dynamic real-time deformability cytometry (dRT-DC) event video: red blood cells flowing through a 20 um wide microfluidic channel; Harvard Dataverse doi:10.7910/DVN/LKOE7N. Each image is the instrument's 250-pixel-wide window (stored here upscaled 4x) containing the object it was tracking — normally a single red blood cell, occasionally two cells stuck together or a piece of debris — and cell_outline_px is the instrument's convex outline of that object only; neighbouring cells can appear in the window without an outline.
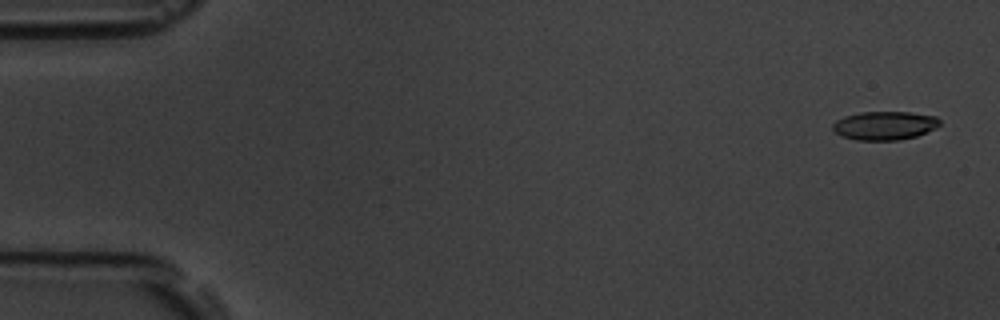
{"species": "common noctule bat (a hibernating species)", "species_latin": "Nyctalus noctula", "temperature_condition": "room temperature", "stored_images_in_passage": 6, "camera_frame_rate_fps": 3000, "um_per_image_px": 0.085, "animal": {"sex": "male", "body_mass_g": 19.5, "forearm_length_mm": 54.6}, "frame": {"image": 1, "passage_image": 1, "time_ms": 0.0, "image_size_px": [1000, 320], "cell_outline_px": [[940, 124], [936, 128], [916, 136], [900, 140], [856, 140], [844, 136], [836, 132], [832, 128], [832, 124], [836, 120], [844, 116], [860, 112], [912, 112], [936, 116], [940, 120]], "centroid_in_image_um": [75.21, 10.66], "position_along_channel_um": 9.8, "area_um2": 17.86}}
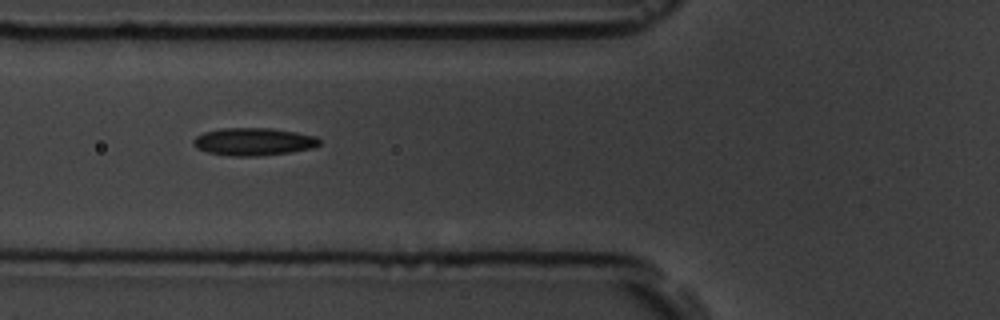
{"frame": {"image": 2, "passage_image": 5, "time_ms": 6.333, "image_size_px": [1000, 320], "cell_outline_px": [[320, 144], [316, 148], [260, 156], [228, 156], [208, 152], [196, 148], [192, 144], [192, 140], [196, 136], [204, 132], [220, 128], [272, 128], [296, 132], [316, 136], [320, 140]], "centroid_in_image_um": [21.55, 12.04], "position_along_channel_um": 104.3, "area_um2": 20.52}}
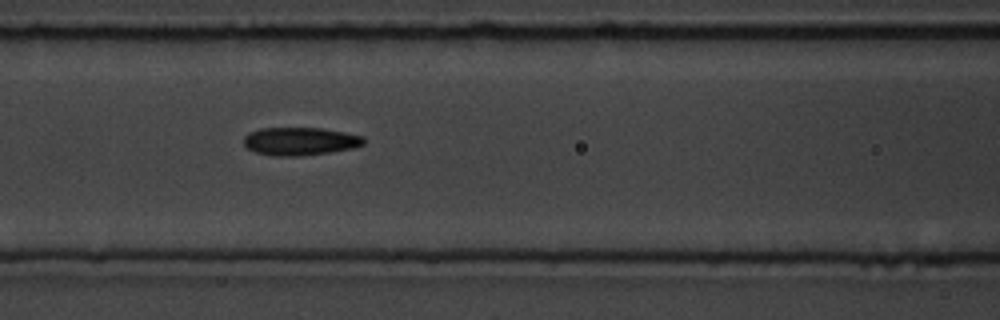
{"frame": {"image": 3, "passage_image": 6, "time_ms": 7.333, "image_size_px": [1000, 320], "cell_outline_px": [[364, 144], [352, 148], [328, 152], [300, 156], [276, 156], [256, 152], [248, 148], [244, 144], [244, 136], [248, 132], [260, 128], [320, 128], [344, 132], [364, 136]], "centroid_in_image_um": [25.49, 12.0], "position_along_channel_um": 141.1, "area_um2": 19.48}}